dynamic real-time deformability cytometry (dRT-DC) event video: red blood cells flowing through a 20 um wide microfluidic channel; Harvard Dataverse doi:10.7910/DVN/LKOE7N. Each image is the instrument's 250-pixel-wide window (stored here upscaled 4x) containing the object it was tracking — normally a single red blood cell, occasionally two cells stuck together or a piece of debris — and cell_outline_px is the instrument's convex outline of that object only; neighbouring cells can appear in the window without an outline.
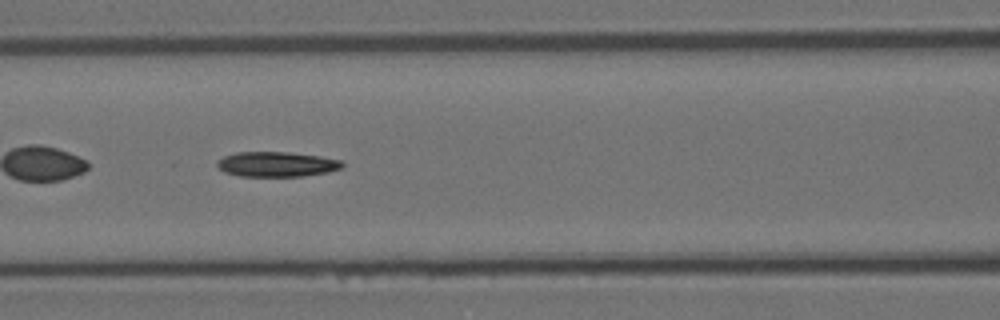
{"species": "Egyptian fruit bat (a non-hibernating species)", "species_latin": "Rousettus aegyptiacus", "temperature_condition": "room temperature", "stored_images_in_passage": 52, "segment_of_instrument_passage": [2, 2], "camera_frame_rate_fps": 3000, "um_per_image_px": 0.085, "animal": {"sex": "female"}, "frame": {"image": 1, "passage_image": 20, "time_ms": 6.333, "image_size_px": [1000, 320], "cell_outline_px": [[344, 164], [340, 168], [328, 172], [300, 176], [240, 176], [224, 172], [216, 164], [216, 160], [224, 156], [236, 152], [288, 152], [320, 156], [340, 160]], "centroid_in_image_um": [23.48, 13.95], "position_along_channel_um": 143.1, "area_um2": 18.15}}
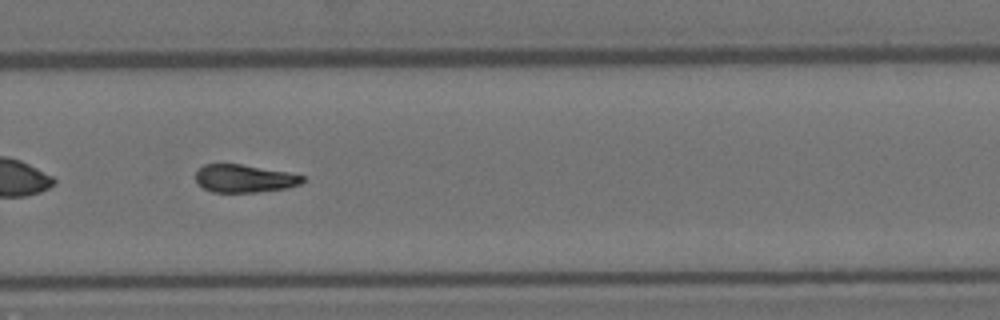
{"frame": {"image": 2, "passage_image": 34, "time_ms": 11.0, "image_size_px": [1000, 320], "cell_outline_px": [[304, 180], [300, 184], [288, 188], [256, 192], [212, 192], [204, 188], [196, 180], [196, 172], [204, 164], [240, 164], [288, 172], [304, 176]], "centroid_in_image_um": [20.78, 15.17], "position_along_channel_um": 309.0, "area_um2": 17.22}}
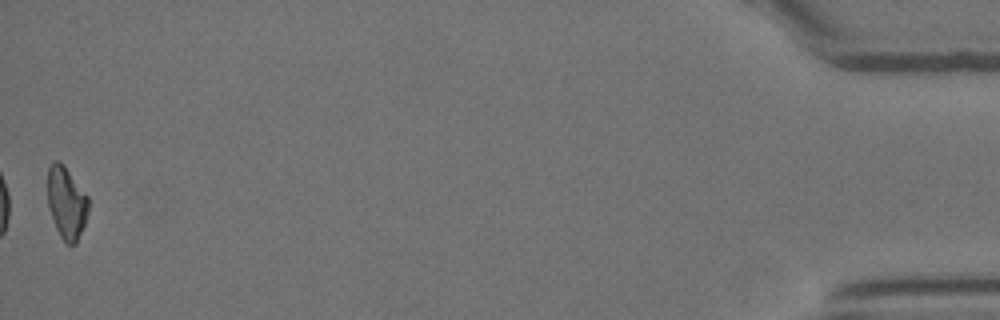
{"frame": {"image": 3, "passage_image": 52, "time_ms": 17.0, "image_size_px": [1000, 320], "cell_outline_px": [[88, 212], [84, 224], [76, 244], [68, 244], [60, 236], [56, 228], [48, 208], [48, 168], [56, 160], [60, 160], [64, 164], [88, 196]], "centroid_in_image_um": [5.65, 17.21], "position_along_channel_um": 429.6, "area_um2": 17.11}}